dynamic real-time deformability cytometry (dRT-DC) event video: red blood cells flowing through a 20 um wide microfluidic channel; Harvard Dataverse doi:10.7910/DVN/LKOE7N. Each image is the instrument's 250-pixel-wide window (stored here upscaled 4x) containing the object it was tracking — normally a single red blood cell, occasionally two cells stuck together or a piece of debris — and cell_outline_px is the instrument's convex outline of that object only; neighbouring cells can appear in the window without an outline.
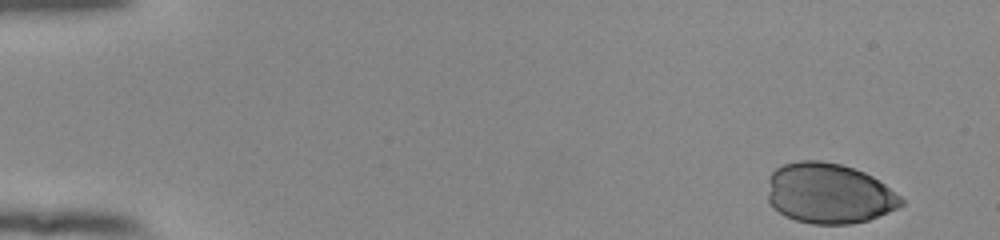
{"species": "human", "species_latin": "Homo sapiens", "temperature_condition": "room temperature", "stored_images_in_passage": 43, "camera_frame_rate_fps": 3000, "um_per_image_px": 0.085, "donor": {"sex": "female"}, "frame": {"image": 1, "passage_image": 1, "time_ms": 0.0, "image_size_px": [1000, 240], "cell_outline_px": [[904, 204], [888, 212], [868, 220], [852, 224], [812, 224], [796, 220], [784, 216], [768, 200], [768, 176], [776, 168], [784, 164], [800, 160], [820, 160], [840, 164], [864, 172], [872, 176], [884, 184], [900, 196], [904, 200]], "centroid_in_image_um": [70.44, 16.44], "position_along_channel_um": 14.6, "area_um2": 46.99}}
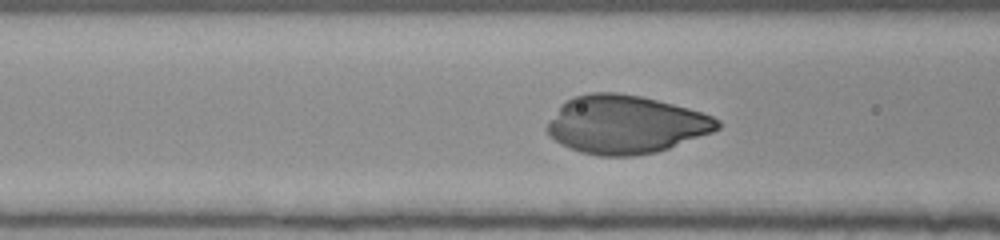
{"frame": {"image": 2, "passage_image": 20, "time_ms": 6.333, "image_size_px": [1000, 240], "cell_outline_px": [[720, 128], [712, 132], [668, 148], [656, 152], [632, 156], [600, 156], [580, 152], [568, 148], [560, 144], [544, 128], [560, 104], [564, 100], [572, 96], [592, 92], [616, 92], [640, 96], [688, 108], [712, 116], [720, 120]], "centroid_in_image_um": [53.13, 10.58], "position_along_channel_um": 113.5, "area_um2": 57.74}}
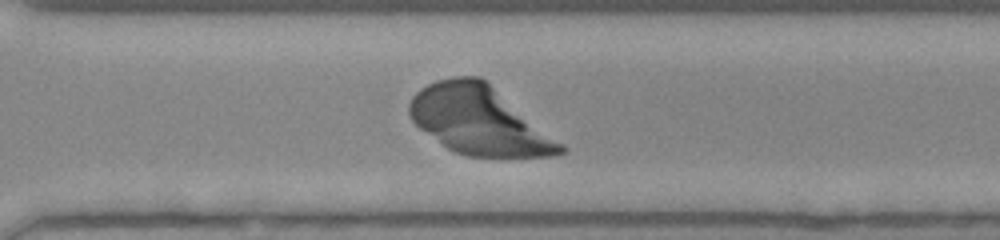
{"frame": {"image": 3, "passage_image": 37, "time_ms": 12.0, "image_size_px": [1000, 240], "cell_outline_px": [[568, 148], [564, 152], [556, 156], [468, 156], [456, 152], [448, 148], [420, 128], [412, 120], [408, 112], [408, 104], [412, 96], [420, 88], [436, 80], [452, 76], [480, 76], [564, 144]], "centroid_in_image_um": [40.72, 10.22], "position_along_channel_um": 329.9, "area_um2": 59.59}}